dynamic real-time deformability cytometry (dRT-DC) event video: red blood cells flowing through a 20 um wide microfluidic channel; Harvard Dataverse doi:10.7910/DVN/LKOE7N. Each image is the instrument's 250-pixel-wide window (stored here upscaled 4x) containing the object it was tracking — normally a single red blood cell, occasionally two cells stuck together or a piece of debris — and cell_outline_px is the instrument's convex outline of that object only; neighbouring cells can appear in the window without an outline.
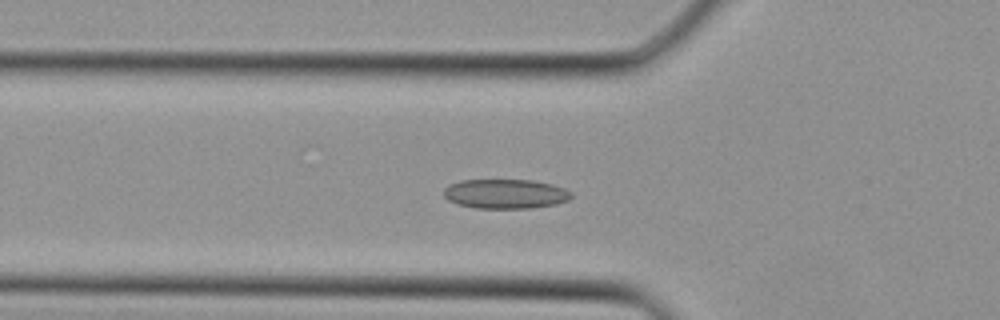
{"species": "Egyptian fruit bat (a non-hibernating species)", "species_latin": "Rousettus aegyptiacus", "temperature_condition": "cold", "stored_images_in_passage": 34, "camera_frame_rate_fps": 3000, "um_per_image_px": 0.085, "animal": {"sex": "female"}, "frame": {"image": 1, "passage_image": 11, "time_ms": 3.333, "image_size_px": [1000, 320], "cell_outline_px": [[572, 196], [568, 200], [556, 204], [528, 208], [476, 208], [456, 204], [448, 200], [444, 196], [444, 188], [448, 184], [460, 180], [532, 180], [552, 184], [564, 188], [572, 192]], "centroid_in_image_um": [42.94, 16.47], "position_along_channel_um": 82.9, "area_um2": 22.02}}
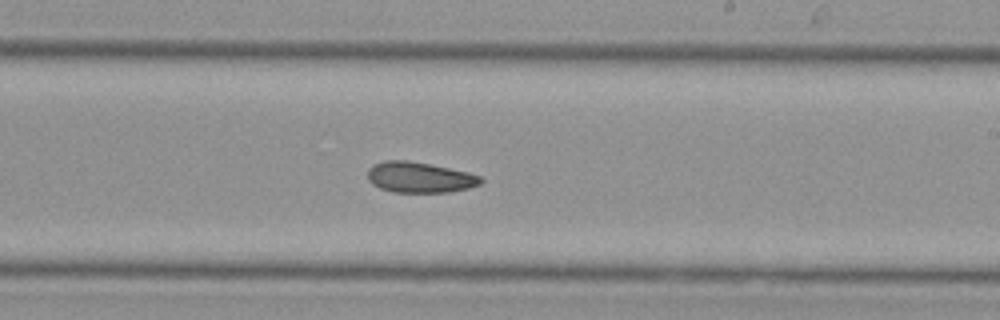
{"frame": {"image": 2, "passage_image": 20, "time_ms": 6.333, "image_size_px": [1000, 320], "cell_outline_px": [[484, 180], [480, 184], [468, 188], [448, 192], [392, 192], [380, 188], [372, 184], [368, 180], [368, 168], [372, 164], [384, 160], [408, 160], [468, 172], [480, 176]], "centroid_in_image_um": [35.63, 15.07], "position_along_channel_um": 253.4, "area_um2": 20.23}}
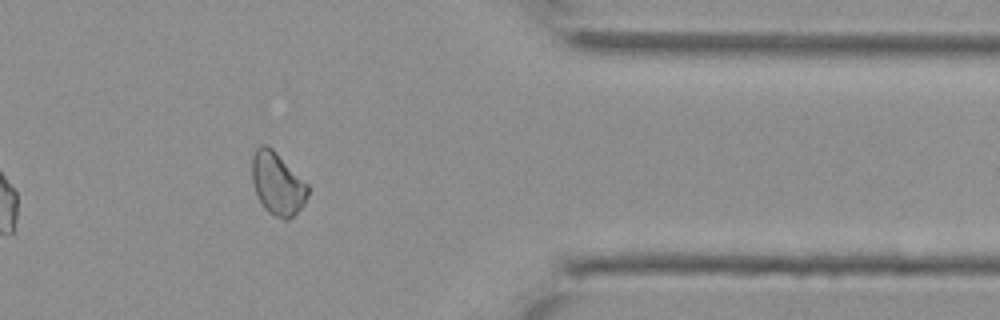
{"frame": {"image": 3, "passage_image": 28, "time_ms": 9.0, "image_size_px": [1000, 320], "cell_outline_px": [[308, 196], [304, 204], [288, 220], [284, 220], [268, 212], [264, 208], [256, 196], [252, 180], [252, 156], [256, 148], [260, 144], [264, 144], [272, 148], [308, 184]], "centroid_in_image_um": [23.56, 15.61], "position_along_channel_um": 387.8, "area_um2": 20.4}}